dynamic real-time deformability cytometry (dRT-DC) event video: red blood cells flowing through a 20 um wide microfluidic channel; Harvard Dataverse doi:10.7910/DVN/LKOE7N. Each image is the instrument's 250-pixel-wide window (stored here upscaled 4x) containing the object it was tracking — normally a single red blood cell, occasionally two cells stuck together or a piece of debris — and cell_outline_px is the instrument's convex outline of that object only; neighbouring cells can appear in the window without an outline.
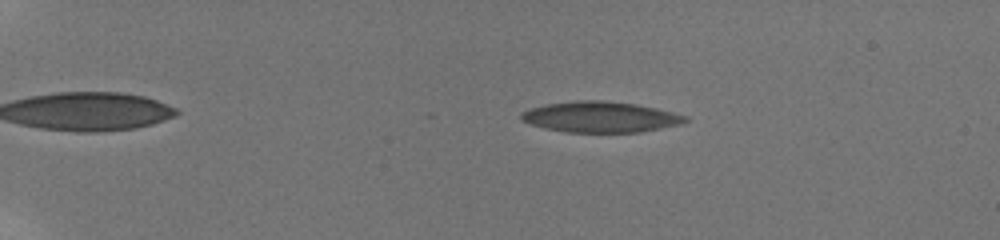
{"species": "human", "species_latin": "Homo sapiens", "temperature_condition": "room temperature", "stored_images_in_passage": 21, "camera_frame_rate_fps": 3000, "um_per_image_px": 0.085, "donor": {"sex": "male"}, "frame": {"image": 1, "passage_image": 10, "time_ms": 3.333, "image_size_px": [1000, 240], "cell_outline_px": [[688, 120], [680, 124], [640, 132], [564, 132], [544, 128], [520, 120], [520, 112], [532, 108], [548, 104], [576, 100], [604, 100], [636, 104], [656, 108], [688, 116]], "centroid_in_image_um": [51.02, 9.94], "position_along_channel_um": 34.0, "area_um2": 29.36}}
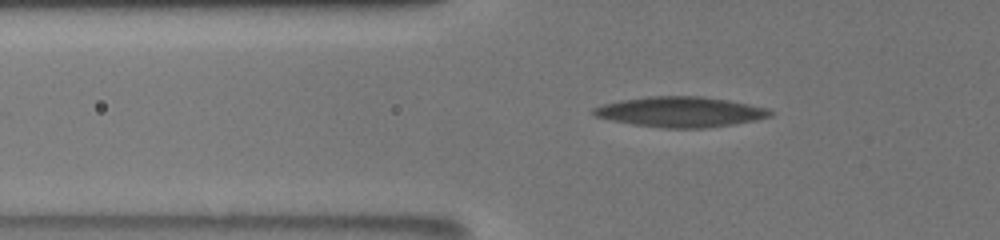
{"frame": {"image": 2, "passage_image": 18, "time_ms": 6.667, "image_size_px": [1000, 240], "cell_outline_px": [[776, 112], [772, 116], [756, 120], [732, 124], [704, 128], [664, 128], [632, 124], [612, 120], [596, 116], [592, 112], [592, 108], [604, 104], [620, 100], [648, 96], [700, 96], [728, 100], [768, 108]], "centroid_in_image_um": [57.87, 9.51], "position_along_channel_um": 67.9, "area_um2": 31.15}}